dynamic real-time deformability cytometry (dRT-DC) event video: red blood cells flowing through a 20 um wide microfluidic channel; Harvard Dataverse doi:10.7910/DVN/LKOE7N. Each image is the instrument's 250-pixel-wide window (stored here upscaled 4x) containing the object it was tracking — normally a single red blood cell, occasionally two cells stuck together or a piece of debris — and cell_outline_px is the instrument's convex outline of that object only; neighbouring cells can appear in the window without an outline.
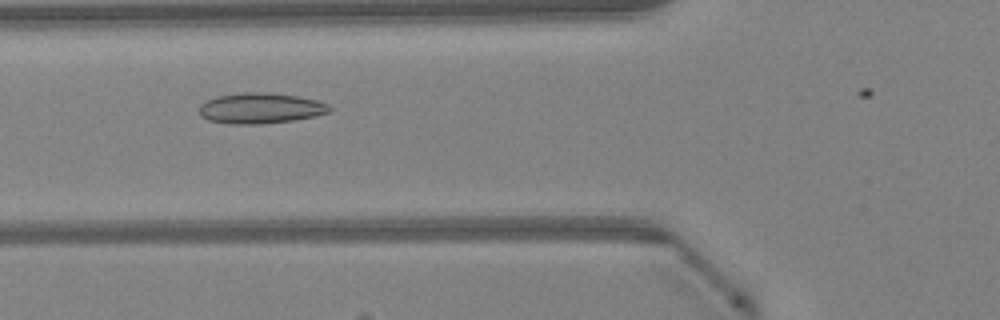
{"species": "Egyptian fruit bat (a non-hibernating species)", "species_latin": "Rousettus aegyptiacus", "temperature_condition": "warm", "stored_images_in_passage": 7, "camera_frame_rate_fps": 3000, "um_per_image_px": 0.085, "animal": {"sex": "female"}, "frame": {"image": 1, "passage_image": 4, "time_ms": 1.0, "image_size_px": [1000, 320], "cell_outline_px": [[332, 108], [328, 112], [316, 116], [292, 120], [260, 124], [228, 124], [208, 120], [200, 116], [200, 104], [216, 96], [244, 92], [268, 92], [300, 96], [316, 100], [328, 104]], "centroid_in_image_um": [22.14, 9.19], "position_along_channel_um": 103.7, "area_um2": 23.35}}